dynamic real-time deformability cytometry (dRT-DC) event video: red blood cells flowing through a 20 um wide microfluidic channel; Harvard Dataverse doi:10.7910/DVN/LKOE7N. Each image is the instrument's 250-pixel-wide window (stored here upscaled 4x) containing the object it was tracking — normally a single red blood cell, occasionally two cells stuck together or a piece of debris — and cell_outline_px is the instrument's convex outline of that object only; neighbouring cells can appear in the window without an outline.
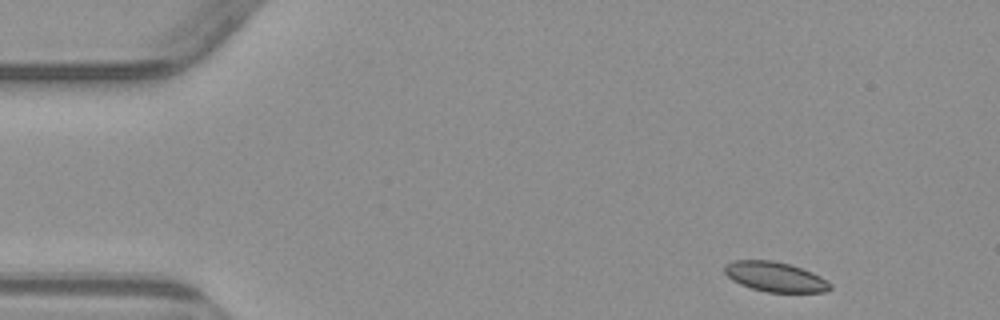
{"species": "common noctule bat (a hibernating species)", "species_latin": "Nyctalus noctula", "temperature_condition": "warm", "stored_images_in_passage": 4, "camera_frame_rate_fps": 3000, "um_per_image_px": 0.085, "animal": {"sex": "male", "body_mass_g": 23.1, "forearm_length_mm": 52.7}, "frame": {"image": 1, "passage_image": 1, "time_ms": 0.0, "image_size_px": [1000, 320], "cell_outline_px": [[832, 288], [828, 292], [768, 292], [752, 288], [740, 284], [732, 280], [724, 272], [724, 264], [732, 260], [772, 260], [788, 264], [812, 272], [828, 280], [832, 284]], "centroid_in_image_um": [65.9, 23.53], "position_along_channel_um": 19.1, "area_um2": 18.44}}
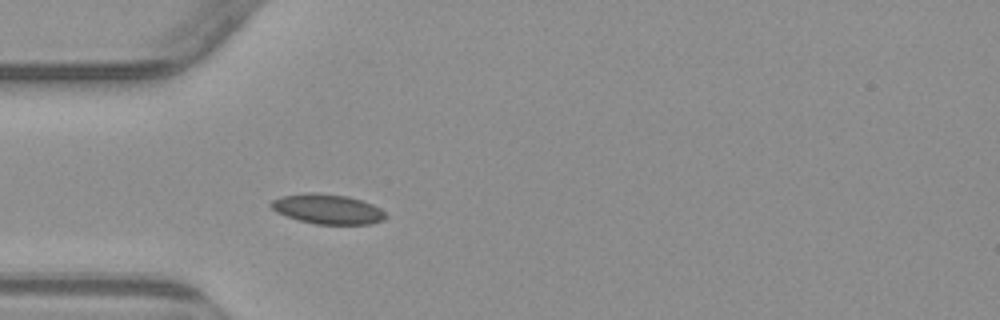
{"frame": {"image": 2, "passage_image": 4, "time_ms": 3.333, "image_size_px": [1000, 320], "cell_outline_px": [[388, 216], [384, 220], [372, 224], [316, 224], [300, 220], [276, 212], [268, 204], [272, 200], [280, 196], [308, 192], [312, 192], [348, 196], [372, 204], [380, 208]], "centroid_in_image_um": [27.84, 17.76], "position_along_channel_um": 57.2, "area_um2": 19.94}}